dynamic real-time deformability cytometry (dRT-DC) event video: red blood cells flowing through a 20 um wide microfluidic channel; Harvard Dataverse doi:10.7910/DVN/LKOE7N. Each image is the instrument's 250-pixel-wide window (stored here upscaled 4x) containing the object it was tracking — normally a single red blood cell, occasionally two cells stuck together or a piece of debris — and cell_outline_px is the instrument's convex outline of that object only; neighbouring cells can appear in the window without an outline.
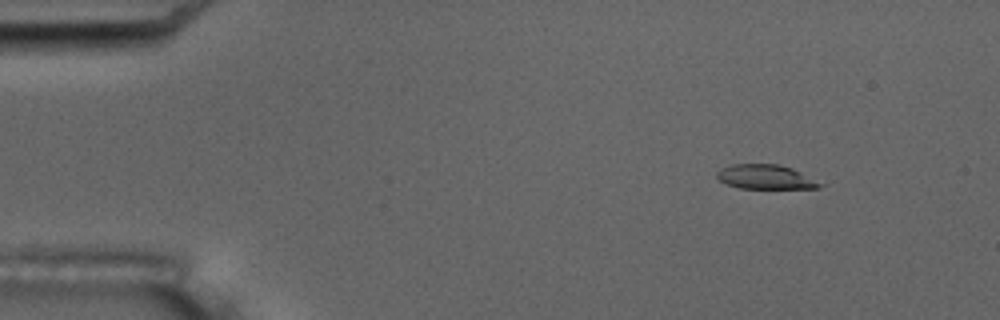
{"species": "common noctule bat (a hibernating species)", "species_latin": "Nyctalus noctula", "temperature_condition": "room temperature", "stored_images_in_passage": 3, "camera_frame_rate_fps": 3000, "um_per_image_px": 0.085, "animal": {"sex": "male", "body_mass_g": 17.5, "forearm_length_mm": 52.3}, "frame": {"image": 1, "passage_image": 1, "time_ms": 0.0, "image_size_px": [1000, 320], "cell_outline_px": [[824, 184], [820, 188], [740, 188], [728, 184], [720, 180], [716, 176], [716, 172], [720, 168], [732, 164], [776, 164], [792, 168]], "centroid_in_image_um": [65.06, 15.03], "position_along_channel_um": 19.9, "area_um2": 14.51}}